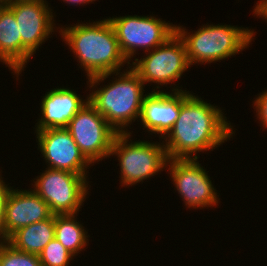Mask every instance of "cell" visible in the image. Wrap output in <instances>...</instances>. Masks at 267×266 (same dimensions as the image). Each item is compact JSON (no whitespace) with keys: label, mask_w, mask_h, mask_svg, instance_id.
Masks as SVG:
<instances>
[{"label":"cell","mask_w":267,"mask_h":266,"mask_svg":"<svg viewBox=\"0 0 267 266\" xmlns=\"http://www.w3.org/2000/svg\"><path fill=\"white\" fill-rule=\"evenodd\" d=\"M11 186L5 184L3 177L0 178V241L4 240V216L5 203Z\"/></svg>","instance_id":"cell-22"},{"label":"cell","mask_w":267,"mask_h":266,"mask_svg":"<svg viewBox=\"0 0 267 266\" xmlns=\"http://www.w3.org/2000/svg\"><path fill=\"white\" fill-rule=\"evenodd\" d=\"M141 59L135 58L131 67L146 83H155L152 91H160V87L174 84L187 71L190 63L187 58V49L183 39L175 32L163 44L144 53ZM160 85V86H159Z\"/></svg>","instance_id":"cell-7"},{"label":"cell","mask_w":267,"mask_h":266,"mask_svg":"<svg viewBox=\"0 0 267 266\" xmlns=\"http://www.w3.org/2000/svg\"><path fill=\"white\" fill-rule=\"evenodd\" d=\"M174 85L176 87L174 86L171 92L151 91L143 99L139 117L140 125L148 133L158 134L159 139H163L168 134L179 116L184 89Z\"/></svg>","instance_id":"cell-13"},{"label":"cell","mask_w":267,"mask_h":266,"mask_svg":"<svg viewBox=\"0 0 267 266\" xmlns=\"http://www.w3.org/2000/svg\"><path fill=\"white\" fill-rule=\"evenodd\" d=\"M0 266H42V264L38 255L19 251L6 240H1Z\"/></svg>","instance_id":"cell-19"},{"label":"cell","mask_w":267,"mask_h":266,"mask_svg":"<svg viewBox=\"0 0 267 266\" xmlns=\"http://www.w3.org/2000/svg\"><path fill=\"white\" fill-rule=\"evenodd\" d=\"M195 93L182 91V105L173 128L163 138L169 159H198L233 138L235 130L222 109Z\"/></svg>","instance_id":"cell-1"},{"label":"cell","mask_w":267,"mask_h":266,"mask_svg":"<svg viewBox=\"0 0 267 266\" xmlns=\"http://www.w3.org/2000/svg\"><path fill=\"white\" fill-rule=\"evenodd\" d=\"M62 40L77 62L85 70L86 79L105 73L121 71L124 64L131 65L121 52L114 29L108 19L76 23L59 27Z\"/></svg>","instance_id":"cell-2"},{"label":"cell","mask_w":267,"mask_h":266,"mask_svg":"<svg viewBox=\"0 0 267 266\" xmlns=\"http://www.w3.org/2000/svg\"><path fill=\"white\" fill-rule=\"evenodd\" d=\"M3 3L14 13L18 23L19 35H21L22 73V70L24 71L33 54L39 49V46L43 42L45 43L56 29L58 31L59 27L55 26L53 9L47 4L48 1H14Z\"/></svg>","instance_id":"cell-9"},{"label":"cell","mask_w":267,"mask_h":266,"mask_svg":"<svg viewBox=\"0 0 267 266\" xmlns=\"http://www.w3.org/2000/svg\"><path fill=\"white\" fill-rule=\"evenodd\" d=\"M55 238V215L49 219L30 224L15 231L6 241L15 249L39 255Z\"/></svg>","instance_id":"cell-17"},{"label":"cell","mask_w":267,"mask_h":266,"mask_svg":"<svg viewBox=\"0 0 267 266\" xmlns=\"http://www.w3.org/2000/svg\"><path fill=\"white\" fill-rule=\"evenodd\" d=\"M167 166L186 208L204 209L219 203V195L210 176L197 159H169Z\"/></svg>","instance_id":"cell-11"},{"label":"cell","mask_w":267,"mask_h":266,"mask_svg":"<svg viewBox=\"0 0 267 266\" xmlns=\"http://www.w3.org/2000/svg\"><path fill=\"white\" fill-rule=\"evenodd\" d=\"M42 97L40 103L42 116L35 125V131L66 128L69 121L88 102V95L83 99L74 89L64 88V86L51 89Z\"/></svg>","instance_id":"cell-15"},{"label":"cell","mask_w":267,"mask_h":266,"mask_svg":"<svg viewBox=\"0 0 267 266\" xmlns=\"http://www.w3.org/2000/svg\"><path fill=\"white\" fill-rule=\"evenodd\" d=\"M176 32L183 39L191 65L215 63L233 57L248 48L255 36L254 29L232 25H206L190 33L176 25ZM195 63V64H194Z\"/></svg>","instance_id":"cell-4"},{"label":"cell","mask_w":267,"mask_h":266,"mask_svg":"<svg viewBox=\"0 0 267 266\" xmlns=\"http://www.w3.org/2000/svg\"><path fill=\"white\" fill-rule=\"evenodd\" d=\"M256 116L261 122L262 126L267 129V89L258 94L253 101Z\"/></svg>","instance_id":"cell-21"},{"label":"cell","mask_w":267,"mask_h":266,"mask_svg":"<svg viewBox=\"0 0 267 266\" xmlns=\"http://www.w3.org/2000/svg\"><path fill=\"white\" fill-rule=\"evenodd\" d=\"M87 175L46 168L34 178L32 190L48 204L54 215L76 214L89 196Z\"/></svg>","instance_id":"cell-6"},{"label":"cell","mask_w":267,"mask_h":266,"mask_svg":"<svg viewBox=\"0 0 267 266\" xmlns=\"http://www.w3.org/2000/svg\"><path fill=\"white\" fill-rule=\"evenodd\" d=\"M38 256L42 266H68L70 261L75 258V256L55 238L43 248Z\"/></svg>","instance_id":"cell-20"},{"label":"cell","mask_w":267,"mask_h":266,"mask_svg":"<svg viewBox=\"0 0 267 266\" xmlns=\"http://www.w3.org/2000/svg\"><path fill=\"white\" fill-rule=\"evenodd\" d=\"M36 140L47 168L66 170L75 174H87L92 165L80 152L66 128H50L36 131Z\"/></svg>","instance_id":"cell-12"},{"label":"cell","mask_w":267,"mask_h":266,"mask_svg":"<svg viewBox=\"0 0 267 266\" xmlns=\"http://www.w3.org/2000/svg\"><path fill=\"white\" fill-rule=\"evenodd\" d=\"M107 19L114 29L121 52L129 63L139 48L145 50V53L149 52L176 32V25L151 15H125Z\"/></svg>","instance_id":"cell-8"},{"label":"cell","mask_w":267,"mask_h":266,"mask_svg":"<svg viewBox=\"0 0 267 266\" xmlns=\"http://www.w3.org/2000/svg\"><path fill=\"white\" fill-rule=\"evenodd\" d=\"M52 215L48 204L32 188L20 190L11 187L5 203L4 240L18 229L49 219Z\"/></svg>","instance_id":"cell-14"},{"label":"cell","mask_w":267,"mask_h":266,"mask_svg":"<svg viewBox=\"0 0 267 266\" xmlns=\"http://www.w3.org/2000/svg\"><path fill=\"white\" fill-rule=\"evenodd\" d=\"M254 17H261V19L267 21V0H258L254 9H253Z\"/></svg>","instance_id":"cell-23"},{"label":"cell","mask_w":267,"mask_h":266,"mask_svg":"<svg viewBox=\"0 0 267 266\" xmlns=\"http://www.w3.org/2000/svg\"><path fill=\"white\" fill-rule=\"evenodd\" d=\"M0 62L21 74V35L14 13L2 2L0 4Z\"/></svg>","instance_id":"cell-16"},{"label":"cell","mask_w":267,"mask_h":266,"mask_svg":"<svg viewBox=\"0 0 267 266\" xmlns=\"http://www.w3.org/2000/svg\"><path fill=\"white\" fill-rule=\"evenodd\" d=\"M14 1H46V0H2V2H14Z\"/></svg>","instance_id":"cell-25"},{"label":"cell","mask_w":267,"mask_h":266,"mask_svg":"<svg viewBox=\"0 0 267 266\" xmlns=\"http://www.w3.org/2000/svg\"><path fill=\"white\" fill-rule=\"evenodd\" d=\"M77 216V213L55 215V239L74 256L85 250L90 237L82 223L77 222Z\"/></svg>","instance_id":"cell-18"},{"label":"cell","mask_w":267,"mask_h":266,"mask_svg":"<svg viewBox=\"0 0 267 266\" xmlns=\"http://www.w3.org/2000/svg\"><path fill=\"white\" fill-rule=\"evenodd\" d=\"M129 69V70H128ZM124 72V73H123ZM123 72L105 73L88 78L87 87L96 88L88 94V102L103 116L117 133H128V126L138 121L144 95V82L139 74L127 64ZM114 74L112 82L97 87Z\"/></svg>","instance_id":"cell-3"},{"label":"cell","mask_w":267,"mask_h":266,"mask_svg":"<svg viewBox=\"0 0 267 266\" xmlns=\"http://www.w3.org/2000/svg\"><path fill=\"white\" fill-rule=\"evenodd\" d=\"M63 2H66V3H68V4H72V5H75V4H79V5H81L82 4V6H83V4L85 5H87L88 3H93L94 1H96V0H62Z\"/></svg>","instance_id":"cell-24"},{"label":"cell","mask_w":267,"mask_h":266,"mask_svg":"<svg viewBox=\"0 0 267 266\" xmlns=\"http://www.w3.org/2000/svg\"><path fill=\"white\" fill-rule=\"evenodd\" d=\"M131 135L130 131L118 133L110 153V156L115 155L119 160L122 187L136 185L157 175L167 167L169 161L163 140L162 143L147 140L134 142Z\"/></svg>","instance_id":"cell-5"},{"label":"cell","mask_w":267,"mask_h":266,"mask_svg":"<svg viewBox=\"0 0 267 266\" xmlns=\"http://www.w3.org/2000/svg\"><path fill=\"white\" fill-rule=\"evenodd\" d=\"M66 129L91 164L111 157V148L118 133L89 102L69 121Z\"/></svg>","instance_id":"cell-10"}]
</instances>
